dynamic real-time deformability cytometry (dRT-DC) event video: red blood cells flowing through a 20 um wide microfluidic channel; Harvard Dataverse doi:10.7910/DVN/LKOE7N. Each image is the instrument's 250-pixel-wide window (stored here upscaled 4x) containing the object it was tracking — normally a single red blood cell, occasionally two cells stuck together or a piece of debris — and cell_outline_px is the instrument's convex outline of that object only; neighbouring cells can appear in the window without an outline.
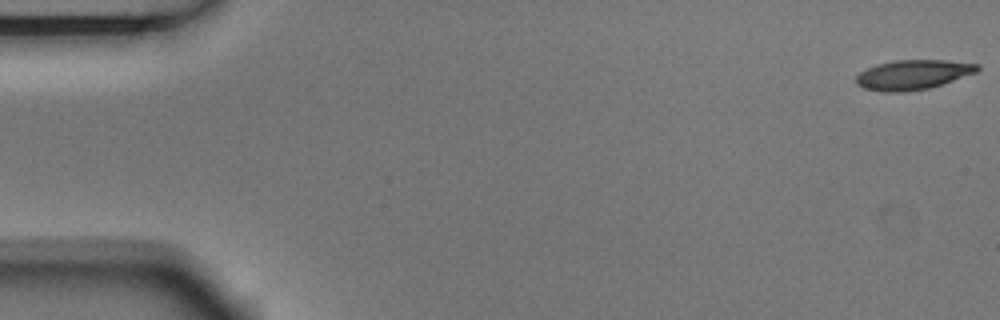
{"species": "Egyptian fruit bat (a non-hibernating species)", "species_latin": "Rousettus aegyptiacus", "temperature_condition": "room temperature", "stored_images_in_passage": 5, "camera_frame_rate_fps": 3000, "um_per_image_px": 0.085, "animal": {"sex": "male"}, "frame": {"image": 1, "passage_image": 1, "time_ms": 0.0, "image_size_px": [1000, 320], "cell_outline_px": [[980, 68], [976, 72], [944, 84], [928, 88], [908, 92], [884, 92], [864, 88], [856, 84], [856, 76], [860, 72], [876, 64], [892, 60], [944, 60], [980, 64]], "centroid_in_image_um": [77.6, 6.35], "position_along_channel_um": 7.4, "area_um2": 21.1}}